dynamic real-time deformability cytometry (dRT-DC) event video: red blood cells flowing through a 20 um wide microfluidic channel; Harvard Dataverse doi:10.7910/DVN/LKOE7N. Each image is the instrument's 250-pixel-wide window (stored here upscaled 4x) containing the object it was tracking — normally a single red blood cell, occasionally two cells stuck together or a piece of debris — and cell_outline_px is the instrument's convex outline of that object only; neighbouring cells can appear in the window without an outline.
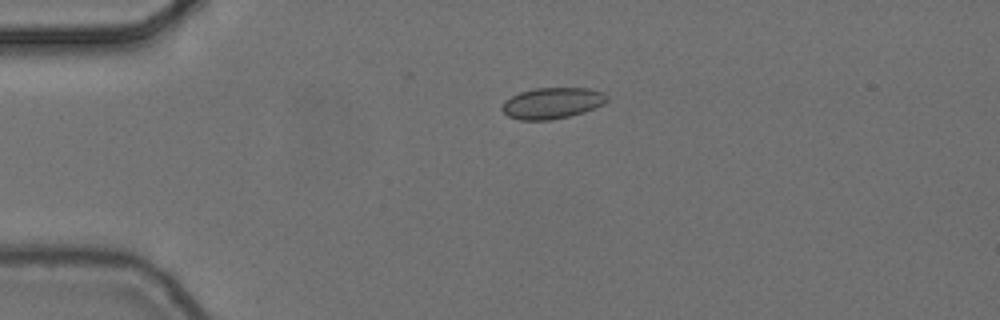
{"species": "common noctule bat (a hibernating species)", "species_latin": "Nyctalus noctula", "temperature_condition": "cold", "stored_images_in_passage": 2, "camera_frame_rate_fps": 3000, "um_per_image_px": 0.085, "animal": {"sex": "female", "body_mass_g": 24.6, "forearm_length_mm": 56.2}, "frame": {"image": 1, "passage_image": 1, "time_ms": 0.0, "image_size_px": [1000, 320], "cell_outline_px": [[608, 100], [604, 104], [584, 112], [552, 120], [520, 120], [508, 116], [500, 108], [504, 100], [520, 92], [536, 88], [588, 88], [604, 92], [608, 96]], "centroid_in_image_um": [46.94, 8.76], "position_along_channel_um": 38.1, "area_um2": 19.13}}